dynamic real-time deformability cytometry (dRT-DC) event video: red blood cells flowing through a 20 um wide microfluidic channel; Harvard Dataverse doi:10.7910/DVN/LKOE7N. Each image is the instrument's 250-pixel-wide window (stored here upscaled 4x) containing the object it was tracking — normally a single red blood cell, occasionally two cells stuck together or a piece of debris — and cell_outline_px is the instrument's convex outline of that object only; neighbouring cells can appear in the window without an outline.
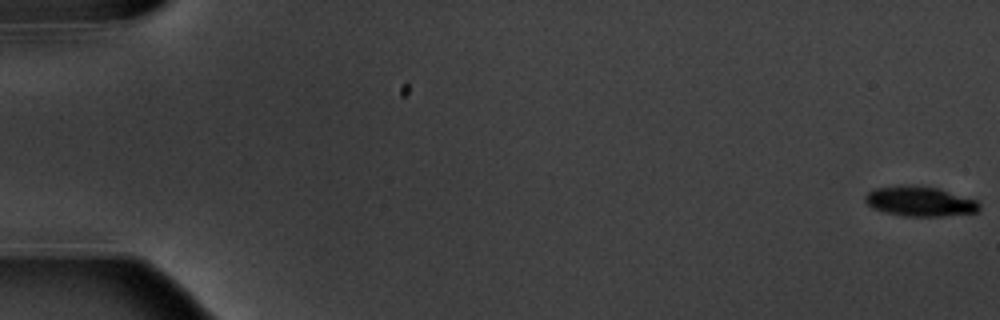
{"species": "common noctule bat (a hibernating species)", "species_latin": "Nyctalus noctula", "temperature_condition": "warm", "stored_images_in_passage": 5, "camera_frame_rate_fps": 3000, "um_per_image_px": 0.085, "animal": {"sex": "male", "body_mass_g": 20.1, "forearm_length_mm": 53.5}, "frame": {"image": 1, "passage_image": 1, "time_ms": 0.0, "image_size_px": [1000, 320], "cell_outline_px": [[980, 208], [976, 212], [940, 216], [904, 216], [884, 212], [872, 208], [864, 200], [864, 196], [868, 192], [876, 188], [900, 184], [916, 184], [936, 188], [976, 200], [980, 204]], "centroid_in_image_um": [78.13, 17.1], "position_along_channel_um": 6.9, "area_um2": 19.94}}
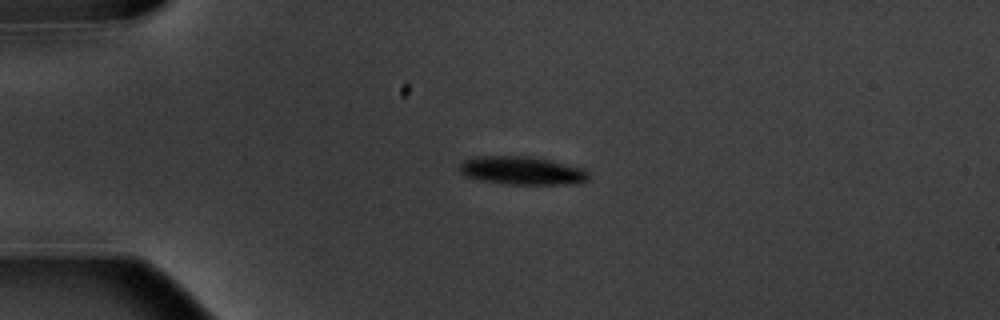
{"frame": {"image": 2, "passage_image": 5, "time_ms": 4.667, "image_size_px": [1000, 320], "cell_outline_px": [[588, 180], [564, 184], [512, 184], [480, 180], [464, 176], [460, 172], [460, 164], [464, 160], [476, 156], [536, 156], [584, 168], [588, 172]], "centroid_in_image_um": [44.36, 14.48], "position_along_channel_um": 40.6, "area_um2": 21.27}}